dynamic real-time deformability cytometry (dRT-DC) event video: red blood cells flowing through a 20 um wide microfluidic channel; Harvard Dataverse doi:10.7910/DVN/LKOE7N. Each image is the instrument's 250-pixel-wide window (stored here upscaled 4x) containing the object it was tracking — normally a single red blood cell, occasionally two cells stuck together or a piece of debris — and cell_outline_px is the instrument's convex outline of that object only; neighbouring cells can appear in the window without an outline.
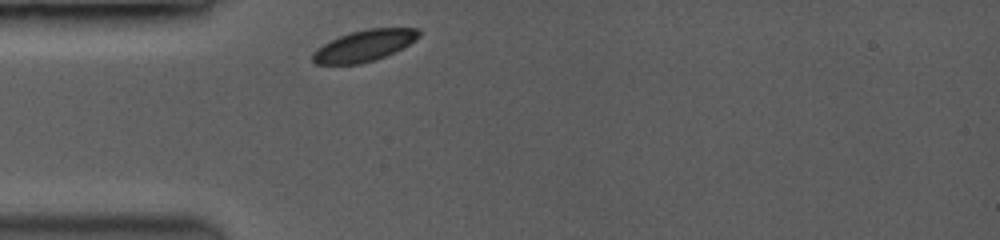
{"species": "common noctule bat (a hibernating species)", "species_latin": "Nyctalus noctula", "temperature_condition": "room temperature", "stored_images_in_passage": 17, "camera_frame_rate_fps": 3500, "um_per_image_px": 0.085, "animal": {"sex": "female", "body_mass_g": 19.0, "forearm_length_mm": 53.3}, "frame": {"image": 1, "passage_image": 1, "time_ms": 0.0, "image_size_px": [1000, 240], "cell_outline_px": [[420, 36], [408, 44], [384, 56], [360, 64], [316, 64], [312, 60], [312, 52], [316, 48], [340, 36], [352, 32], [368, 28], [420, 28]], "centroid_in_image_um": [30.93, 3.88], "position_along_channel_um": 54.1, "area_um2": 19.02}}
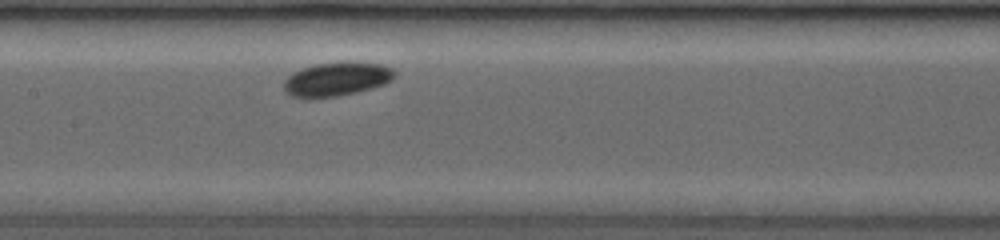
{"frame": {"image": 2, "passage_image": 9, "time_ms": 3.429, "image_size_px": [1000, 240], "cell_outline_px": [[396, 72], [392, 80], [384, 84], [336, 96], [292, 96], [284, 88], [284, 80], [292, 72], [316, 64], [340, 60], [356, 60], [380, 64], [392, 68]], "centroid_in_image_um": [28.66, 6.65], "position_along_channel_um": 178.7, "area_um2": 21.62}}
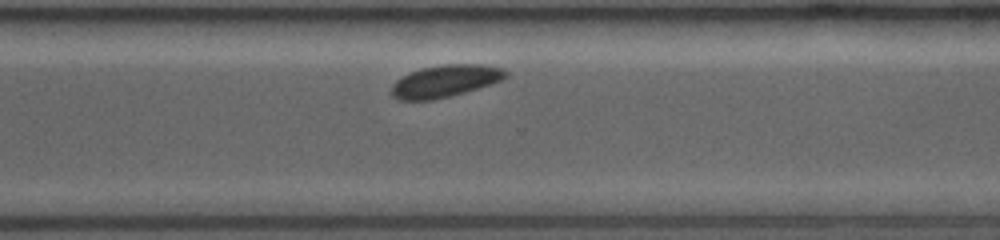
{"frame": {"image": 3, "passage_image": 17, "time_ms": 7.429, "image_size_px": [1000, 240], "cell_outline_px": [[508, 72], [500, 80], [464, 92], [432, 100], [396, 100], [392, 96], [392, 84], [396, 80], [412, 72], [424, 68], [448, 64], [480, 64], [500, 68]], "centroid_in_image_um": [37.78, 6.9], "position_along_channel_um": 332.8, "area_um2": 20.75}}